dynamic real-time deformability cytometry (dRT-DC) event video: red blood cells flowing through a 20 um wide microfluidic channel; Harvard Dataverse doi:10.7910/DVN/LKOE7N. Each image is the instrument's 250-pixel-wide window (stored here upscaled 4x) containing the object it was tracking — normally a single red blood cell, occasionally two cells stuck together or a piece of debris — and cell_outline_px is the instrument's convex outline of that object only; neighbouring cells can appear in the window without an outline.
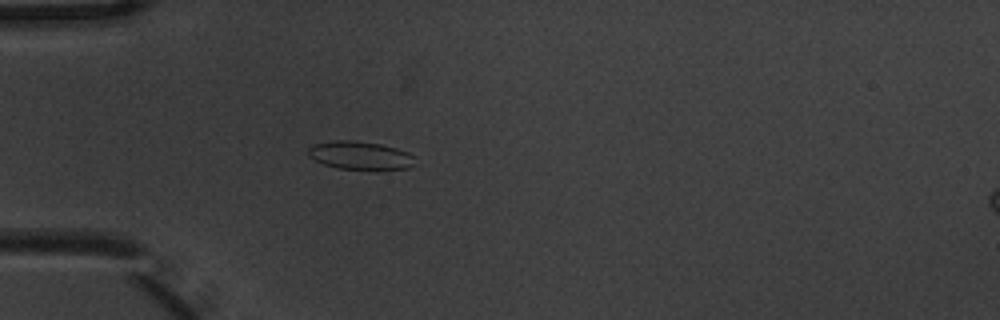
{"species": "common noctule bat (a hibernating species)", "species_latin": "Nyctalus noctula", "temperature_condition": "warm", "stored_images_in_passage": 4, "camera_frame_rate_fps": 3000, "um_per_image_px": 0.085, "animal": {"sex": "male", "body_mass_g": 20.1, "forearm_length_mm": 53.5}, "frame": {"image": 1, "passage_image": 4, "time_ms": 1.0, "image_size_px": [1000, 320], "cell_outline_px": [[416, 156], [412, 164], [408, 168], [340, 168], [324, 164], [308, 156], [308, 148], [312, 144], [336, 140], [352, 140], [380, 144], [396, 148], [408, 152]], "centroid_in_image_um": [30.58, 13.18], "position_along_channel_um": 54.4, "area_um2": 17.11}}